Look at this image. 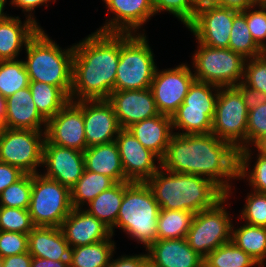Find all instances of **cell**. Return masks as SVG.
<instances>
[{
    "label": "cell",
    "instance_id": "1",
    "mask_svg": "<svg viewBox=\"0 0 266 267\" xmlns=\"http://www.w3.org/2000/svg\"><path fill=\"white\" fill-rule=\"evenodd\" d=\"M161 167L170 172L208 178L230 197V182L238 179V151L213 133H174L161 159Z\"/></svg>",
    "mask_w": 266,
    "mask_h": 267
},
{
    "label": "cell",
    "instance_id": "2",
    "mask_svg": "<svg viewBox=\"0 0 266 267\" xmlns=\"http://www.w3.org/2000/svg\"><path fill=\"white\" fill-rule=\"evenodd\" d=\"M73 48L70 101L108 99L120 59V33L95 31Z\"/></svg>",
    "mask_w": 266,
    "mask_h": 267
},
{
    "label": "cell",
    "instance_id": "3",
    "mask_svg": "<svg viewBox=\"0 0 266 267\" xmlns=\"http://www.w3.org/2000/svg\"><path fill=\"white\" fill-rule=\"evenodd\" d=\"M161 209L194 214L213 207L226 194L208 178L160 168L146 181Z\"/></svg>",
    "mask_w": 266,
    "mask_h": 267
},
{
    "label": "cell",
    "instance_id": "4",
    "mask_svg": "<svg viewBox=\"0 0 266 267\" xmlns=\"http://www.w3.org/2000/svg\"><path fill=\"white\" fill-rule=\"evenodd\" d=\"M24 50L27 54L24 64L30 81L59 87L70 98L73 46L63 50L40 28Z\"/></svg>",
    "mask_w": 266,
    "mask_h": 267
},
{
    "label": "cell",
    "instance_id": "5",
    "mask_svg": "<svg viewBox=\"0 0 266 267\" xmlns=\"http://www.w3.org/2000/svg\"><path fill=\"white\" fill-rule=\"evenodd\" d=\"M160 206L146 182L125 181L124 197L118 212L116 227L148 248L157 240V220Z\"/></svg>",
    "mask_w": 266,
    "mask_h": 267
},
{
    "label": "cell",
    "instance_id": "6",
    "mask_svg": "<svg viewBox=\"0 0 266 267\" xmlns=\"http://www.w3.org/2000/svg\"><path fill=\"white\" fill-rule=\"evenodd\" d=\"M120 33V59L114 91L150 88L157 66L145 33Z\"/></svg>",
    "mask_w": 266,
    "mask_h": 267
},
{
    "label": "cell",
    "instance_id": "7",
    "mask_svg": "<svg viewBox=\"0 0 266 267\" xmlns=\"http://www.w3.org/2000/svg\"><path fill=\"white\" fill-rule=\"evenodd\" d=\"M219 89L217 85L194 80L184 102L171 116L173 129L182 130L174 133L180 135L211 133Z\"/></svg>",
    "mask_w": 266,
    "mask_h": 267
},
{
    "label": "cell",
    "instance_id": "8",
    "mask_svg": "<svg viewBox=\"0 0 266 267\" xmlns=\"http://www.w3.org/2000/svg\"><path fill=\"white\" fill-rule=\"evenodd\" d=\"M192 55L195 80L219 87L235 86L243 81L246 59L229 48H214L199 43Z\"/></svg>",
    "mask_w": 266,
    "mask_h": 267
},
{
    "label": "cell",
    "instance_id": "9",
    "mask_svg": "<svg viewBox=\"0 0 266 267\" xmlns=\"http://www.w3.org/2000/svg\"><path fill=\"white\" fill-rule=\"evenodd\" d=\"M72 209L68 187L42 173L32 174L28 211L35 226L60 227Z\"/></svg>",
    "mask_w": 266,
    "mask_h": 267
},
{
    "label": "cell",
    "instance_id": "10",
    "mask_svg": "<svg viewBox=\"0 0 266 267\" xmlns=\"http://www.w3.org/2000/svg\"><path fill=\"white\" fill-rule=\"evenodd\" d=\"M225 195L213 207L194 215L186 235L188 245L203 259L217 247L231 241V214L224 207Z\"/></svg>",
    "mask_w": 266,
    "mask_h": 267
},
{
    "label": "cell",
    "instance_id": "11",
    "mask_svg": "<svg viewBox=\"0 0 266 267\" xmlns=\"http://www.w3.org/2000/svg\"><path fill=\"white\" fill-rule=\"evenodd\" d=\"M248 111L235 86L220 87L211 133L231 144L237 151L246 148Z\"/></svg>",
    "mask_w": 266,
    "mask_h": 267
},
{
    "label": "cell",
    "instance_id": "12",
    "mask_svg": "<svg viewBox=\"0 0 266 267\" xmlns=\"http://www.w3.org/2000/svg\"><path fill=\"white\" fill-rule=\"evenodd\" d=\"M45 131L8 129L0 139V162L19 168L25 174L40 173Z\"/></svg>",
    "mask_w": 266,
    "mask_h": 267
},
{
    "label": "cell",
    "instance_id": "13",
    "mask_svg": "<svg viewBox=\"0 0 266 267\" xmlns=\"http://www.w3.org/2000/svg\"><path fill=\"white\" fill-rule=\"evenodd\" d=\"M158 70L157 68L150 89L159 114L171 117L184 102L195 76L187 63Z\"/></svg>",
    "mask_w": 266,
    "mask_h": 267
},
{
    "label": "cell",
    "instance_id": "14",
    "mask_svg": "<svg viewBox=\"0 0 266 267\" xmlns=\"http://www.w3.org/2000/svg\"><path fill=\"white\" fill-rule=\"evenodd\" d=\"M45 139L61 147L84 152L87 149L84 132L83 100L69 101L55 116L47 120Z\"/></svg>",
    "mask_w": 266,
    "mask_h": 267
},
{
    "label": "cell",
    "instance_id": "15",
    "mask_svg": "<svg viewBox=\"0 0 266 267\" xmlns=\"http://www.w3.org/2000/svg\"><path fill=\"white\" fill-rule=\"evenodd\" d=\"M239 12L225 7L205 8L196 13L187 28L201 44L214 48H229L233 19Z\"/></svg>",
    "mask_w": 266,
    "mask_h": 267
},
{
    "label": "cell",
    "instance_id": "16",
    "mask_svg": "<svg viewBox=\"0 0 266 267\" xmlns=\"http://www.w3.org/2000/svg\"><path fill=\"white\" fill-rule=\"evenodd\" d=\"M115 141L125 177L129 181L146 182L161 168V159L145 148L128 129H121ZM156 161L160 167L155 165Z\"/></svg>",
    "mask_w": 266,
    "mask_h": 267
},
{
    "label": "cell",
    "instance_id": "17",
    "mask_svg": "<svg viewBox=\"0 0 266 267\" xmlns=\"http://www.w3.org/2000/svg\"><path fill=\"white\" fill-rule=\"evenodd\" d=\"M114 16L96 31L104 33H138L155 15L153 0H103ZM138 31V32H137Z\"/></svg>",
    "mask_w": 266,
    "mask_h": 267
},
{
    "label": "cell",
    "instance_id": "18",
    "mask_svg": "<svg viewBox=\"0 0 266 267\" xmlns=\"http://www.w3.org/2000/svg\"><path fill=\"white\" fill-rule=\"evenodd\" d=\"M43 175L71 189L85 170L84 154L82 151L61 147L49 143L46 139L43 147Z\"/></svg>",
    "mask_w": 266,
    "mask_h": 267
},
{
    "label": "cell",
    "instance_id": "19",
    "mask_svg": "<svg viewBox=\"0 0 266 267\" xmlns=\"http://www.w3.org/2000/svg\"><path fill=\"white\" fill-rule=\"evenodd\" d=\"M83 119L87 147L115 141L122 129L107 99L83 100Z\"/></svg>",
    "mask_w": 266,
    "mask_h": 267
},
{
    "label": "cell",
    "instance_id": "20",
    "mask_svg": "<svg viewBox=\"0 0 266 267\" xmlns=\"http://www.w3.org/2000/svg\"><path fill=\"white\" fill-rule=\"evenodd\" d=\"M107 100L112 104L122 129H127L134 123L159 115L150 88L113 91Z\"/></svg>",
    "mask_w": 266,
    "mask_h": 267
},
{
    "label": "cell",
    "instance_id": "21",
    "mask_svg": "<svg viewBox=\"0 0 266 267\" xmlns=\"http://www.w3.org/2000/svg\"><path fill=\"white\" fill-rule=\"evenodd\" d=\"M71 248L94 244L112 237L111 229L85 209L73 208L60 226Z\"/></svg>",
    "mask_w": 266,
    "mask_h": 267
},
{
    "label": "cell",
    "instance_id": "22",
    "mask_svg": "<svg viewBox=\"0 0 266 267\" xmlns=\"http://www.w3.org/2000/svg\"><path fill=\"white\" fill-rule=\"evenodd\" d=\"M145 251L149 267H198L204 260L186 238L156 240Z\"/></svg>",
    "mask_w": 266,
    "mask_h": 267
},
{
    "label": "cell",
    "instance_id": "23",
    "mask_svg": "<svg viewBox=\"0 0 266 267\" xmlns=\"http://www.w3.org/2000/svg\"><path fill=\"white\" fill-rule=\"evenodd\" d=\"M6 100L4 116L8 129L45 131L47 120L39 113L28 87L16 91ZM44 128L41 129L43 126Z\"/></svg>",
    "mask_w": 266,
    "mask_h": 267
},
{
    "label": "cell",
    "instance_id": "24",
    "mask_svg": "<svg viewBox=\"0 0 266 267\" xmlns=\"http://www.w3.org/2000/svg\"><path fill=\"white\" fill-rule=\"evenodd\" d=\"M20 19L7 14L0 22V61L18 59L22 47L42 28L27 17L23 23Z\"/></svg>",
    "mask_w": 266,
    "mask_h": 267
},
{
    "label": "cell",
    "instance_id": "25",
    "mask_svg": "<svg viewBox=\"0 0 266 267\" xmlns=\"http://www.w3.org/2000/svg\"><path fill=\"white\" fill-rule=\"evenodd\" d=\"M70 250L60 227L35 226L28 234V252L32 257L69 261Z\"/></svg>",
    "mask_w": 266,
    "mask_h": 267
},
{
    "label": "cell",
    "instance_id": "26",
    "mask_svg": "<svg viewBox=\"0 0 266 267\" xmlns=\"http://www.w3.org/2000/svg\"><path fill=\"white\" fill-rule=\"evenodd\" d=\"M147 149L162 159L174 134L170 116L159 114L127 128Z\"/></svg>",
    "mask_w": 266,
    "mask_h": 267
},
{
    "label": "cell",
    "instance_id": "27",
    "mask_svg": "<svg viewBox=\"0 0 266 267\" xmlns=\"http://www.w3.org/2000/svg\"><path fill=\"white\" fill-rule=\"evenodd\" d=\"M83 154L86 170L108 176L115 183L129 181L124 174L116 141L87 147Z\"/></svg>",
    "mask_w": 266,
    "mask_h": 267
},
{
    "label": "cell",
    "instance_id": "28",
    "mask_svg": "<svg viewBox=\"0 0 266 267\" xmlns=\"http://www.w3.org/2000/svg\"><path fill=\"white\" fill-rule=\"evenodd\" d=\"M124 192L125 181L115 183L88 203L89 209L87 207L85 209L90 215H93L112 229L117 221Z\"/></svg>",
    "mask_w": 266,
    "mask_h": 267
},
{
    "label": "cell",
    "instance_id": "29",
    "mask_svg": "<svg viewBox=\"0 0 266 267\" xmlns=\"http://www.w3.org/2000/svg\"><path fill=\"white\" fill-rule=\"evenodd\" d=\"M231 241L245 253L249 254L261 266H265L266 227L243 224L239 228L232 224Z\"/></svg>",
    "mask_w": 266,
    "mask_h": 267
},
{
    "label": "cell",
    "instance_id": "30",
    "mask_svg": "<svg viewBox=\"0 0 266 267\" xmlns=\"http://www.w3.org/2000/svg\"><path fill=\"white\" fill-rule=\"evenodd\" d=\"M112 237L94 244L71 248L69 267H107L115 253Z\"/></svg>",
    "mask_w": 266,
    "mask_h": 267
},
{
    "label": "cell",
    "instance_id": "31",
    "mask_svg": "<svg viewBox=\"0 0 266 267\" xmlns=\"http://www.w3.org/2000/svg\"><path fill=\"white\" fill-rule=\"evenodd\" d=\"M115 182L108 176L84 170L83 175L70 189L71 205L73 208H83L104 190L109 189Z\"/></svg>",
    "mask_w": 266,
    "mask_h": 267
},
{
    "label": "cell",
    "instance_id": "32",
    "mask_svg": "<svg viewBox=\"0 0 266 267\" xmlns=\"http://www.w3.org/2000/svg\"><path fill=\"white\" fill-rule=\"evenodd\" d=\"M29 88L37 110L46 120L55 116L70 101L59 87L44 82L30 81Z\"/></svg>",
    "mask_w": 266,
    "mask_h": 267
},
{
    "label": "cell",
    "instance_id": "33",
    "mask_svg": "<svg viewBox=\"0 0 266 267\" xmlns=\"http://www.w3.org/2000/svg\"><path fill=\"white\" fill-rule=\"evenodd\" d=\"M194 213L160 209L157 220V240L186 238Z\"/></svg>",
    "mask_w": 266,
    "mask_h": 267
},
{
    "label": "cell",
    "instance_id": "34",
    "mask_svg": "<svg viewBox=\"0 0 266 267\" xmlns=\"http://www.w3.org/2000/svg\"><path fill=\"white\" fill-rule=\"evenodd\" d=\"M256 155L257 161L252 167L253 169H249L252 159L251 147L242 148L238 151V180L246 177L253 191L266 193V156L260 153Z\"/></svg>",
    "mask_w": 266,
    "mask_h": 267
},
{
    "label": "cell",
    "instance_id": "35",
    "mask_svg": "<svg viewBox=\"0 0 266 267\" xmlns=\"http://www.w3.org/2000/svg\"><path fill=\"white\" fill-rule=\"evenodd\" d=\"M29 75L24 60L0 61V95L5 99L16 91L28 87Z\"/></svg>",
    "mask_w": 266,
    "mask_h": 267
},
{
    "label": "cell",
    "instance_id": "36",
    "mask_svg": "<svg viewBox=\"0 0 266 267\" xmlns=\"http://www.w3.org/2000/svg\"><path fill=\"white\" fill-rule=\"evenodd\" d=\"M203 261L210 267H253L256 265L261 267L254 258L237 247L232 241L217 247Z\"/></svg>",
    "mask_w": 266,
    "mask_h": 267
},
{
    "label": "cell",
    "instance_id": "37",
    "mask_svg": "<svg viewBox=\"0 0 266 267\" xmlns=\"http://www.w3.org/2000/svg\"><path fill=\"white\" fill-rule=\"evenodd\" d=\"M229 49L241 54L245 59L263 55L262 49L253 40L246 17L241 11L233 19Z\"/></svg>",
    "mask_w": 266,
    "mask_h": 267
},
{
    "label": "cell",
    "instance_id": "38",
    "mask_svg": "<svg viewBox=\"0 0 266 267\" xmlns=\"http://www.w3.org/2000/svg\"><path fill=\"white\" fill-rule=\"evenodd\" d=\"M32 190V174H24L0 194V206L28 209Z\"/></svg>",
    "mask_w": 266,
    "mask_h": 267
},
{
    "label": "cell",
    "instance_id": "39",
    "mask_svg": "<svg viewBox=\"0 0 266 267\" xmlns=\"http://www.w3.org/2000/svg\"><path fill=\"white\" fill-rule=\"evenodd\" d=\"M35 227L28 209L0 206V230L29 234Z\"/></svg>",
    "mask_w": 266,
    "mask_h": 267
},
{
    "label": "cell",
    "instance_id": "40",
    "mask_svg": "<svg viewBox=\"0 0 266 267\" xmlns=\"http://www.w3.org/2000/svg\"><path fill=\"white\" fill-rule=\"evenodd\" d=\"M245 201L239 219L250 225L266 227V193L252 190Z\"/></svg>",
    "mask_w": 266,
    "mask_h": 267
},
{
    "label": "cell",
    "instance_id": "41",
    "mask_svg": "<svg viewBox=\"0 0 266 267\" xmlns=\"http://www.w3.org/2000/svg\"><path fill=\"white\" fill-rule=\"evenodd\" d=\"M155 15L167 11L177 17L187 28L195 18L194 0H153Z\"/></svg>",
    "mask_w": 266,
    "mask_h": 267
},
{
    "label": "cell",
    "instance_id": "42",
    "mask_svg": "<svg viewBox=\"0 0 266 267\" xmlns=\"http://www.w3.org/2000/svg\"><path fill=\"white\" fill-rule=\"evenodd\" d=\"M241 12L246 17V23L253 40L266 55V8L253 6Z\"/></svg>",
    "mask_w": 266,
    "mask_h": 267
},
{
    "label": "cell",
    "instance_id": "43",
    "mask_svg": "<svg viewBox=\"0 0 266 267\" xmlns=\"http://www.w3.org/2000/svg\"><path fill=\"white\" fill-rule=\"evenodd\" d=\"M242 82L266 94V55L246 59Z\"/></svg>",
    "mask_w": 266,
    "mask_h": 267
},
{
    "label": "cell",
    "instance_id": "44",
    "mask_svg": "<svg viewBox=\"0 0 266 267\" xmlns=\"http://www.w3.org/2000/svg\"><path fill=\"white\" fill-rule=\"evenodd\" d=\"M266 134V103L250 109L247 118L246 148Z\"/></svg>",
    "mask_w": 266,
    "mask_h": 267
},
{
    "label": "cell",
    "instance_id": "45",
    "mask_svg": "<svg viewBox=\"0 0 266 267\" xmlns=\"http://www.w3.org/2000/svg\"><path fill=\"white\" fill-rule=\"evenodd\" d=\"M28 252V234L0 230V256L2 258Z\"/></svg>",
    "mask_w": 266,
    "mask_h": 267
},
{
    "label": "cell",
    "instance_id": "46",
    "mask_svg": "<svg viewBox=\"0 0 266 267\" xmlns=\"http://www.w3.org/2000/svg\"><path fill=\"white\" fill-rule=\"evenodd\" d=\"M235 87L240 91L248 110L257 108L261 104L266 103L265 93L246 86L243 82H240L239 84L235 85Z\"/></svg>",
    "mask_w": 266,
    "mask_h": 267
},
{
    "label": "cell",
    "instance_id": "47",
    "mask_svg": "<svg viewBox=\"0 0 266 267\" xmlns=\"http://www.w3.org/2000/svg\"><path fill=\"white\" fill-rule=\"evenodd\" d=\"M107 267H149V260L146 254L123 255L117 259L111 258Z\"/></svg>",
    "mask_w": 266,
    "mask_h": 267
},
{
    "label": "cell",
    "instance_id": "48",
    "mask_svg": "<svg viewBox=\"0 0 266 267\" xmlns=\"http://www.w3.org/2000/svg\"><path fill=\"white\" fill-rule=\"evenodd\" d=\"M25 173L10 164L0 162V194L9 185L18 181Z\"/></svg>",
    "mask_w": 266,
    "mask_h": 267
},
{
    "label": "cell",
    "instance_id": "49",
    "mask_svg": "<svg viewBox=\"0 0 266 267\" xmlns=\"http://www.w3.org/2000/svg\"><path fill=\"white\" fill-rule=\"evenodd\" d=\"M50 1L53 2V0H11L10 4L14 7L17 6L22 9V11L25 13V16L27 15V18L31 19L38 25L39 23L35 19L32 12L35 11V8L44 4H46L45 7H48L47 3H49ZM54 2L56 1L54 0Z\"/></svg>",
    "mask_w": 266,
    "mask_h": 267
},
{
    "label": "cell",
    "instance_id": "50",
    "mask_svg": "<svg viewBox=\"0 0 266 267\" xmlns=\"http://www.w3.org/2000/svg\"><path fill=\"white\" fill-rule=\"evenodd\" d=\"M32 256L29 252L3 258V267H31Z\"/></svg>",
    "mask_w": 266,
    "mask_h": 267
},
{
    "label": "cell",
    "instance_id": "51",
    "mask_svg": "<svg viewBox=\"0 0 266 267\" xmlns=\"http://www.w3.org/2000/svg\"><path fill=\"white\" fill-rule=\"evenodd\" d=\"M255 6V0H222V7L243 11Z\"/></svg>",
    "mask_w": 266,
    "mask_h": 267
},
{
    "label": "cell",
    "instance_id": "52",
    "mask_svg": "<svg viewBox=\"0 0 266 267\" xmlns=\"http://www.w3.org/2000/svg\"><path fill=\"white\" fill-rule=\"evenodd\" d=\"M31 267H69V261H54L32 257Z\"/></svg>",
    "mask_w": 266,
    "mask_h": 267
},
{
    "label": "cell",
    "instance_id": "53",
    "mask_svg": "<svg viewBox=\"0 0 266 267\" xmlns=\"http://www.w3.org/2000/svg\"><path fill=\"white\" fill-rule=\"evenodd\" d=\"M195 15L198 11L209 7H222V0H194Z\"/></svg>",
    "mask_w": 266,
    "mask_h": 267
},
{
    "label": "cell",
    "instance_id": "54",
    "mask_svg": "<svg viewBox=\"0 0 266 267\" xmlns=\"http://www.w3.org/2000/svg\"><path fill=\"white\" fill-rule=\"evenodd\" d=\"M253 145L260 154L266 156V134L259 138Z\"/></svg>",
    "mask_w": 266,
    "mask_h": 267
},
{
    "label": "cell",
    "instance_id": "55",
    "mask_svg": "<svg viewBox=\"0 0 266 267\" xmlns=\"http://www.w3.org/2000/svg\"><path fill=\"white\" fill-rule=\"evenodd\" d=\"M6 112V100L3 96L0 95V118L4 119Z\"/></svg>",
    "mask_w": 266,
    "mask_h": 267
},
{
    "label": "cell",
    "instance_id": "56",
    "mask_svg": "<svg viewBox=\"0 0 266 267\" xmlns=\"http://www.w3.org/2000/svg\"><path fill=\"white\" fill-rule=\"evenodd\" d=\"M6 130L4 119L0 118V139L3 137L4 131Z\"/></svg>",
    "mask_w": 266,
    "mask_h": 267
},
{
    "label": "cell",
    "instance_id": "57",
    "mask_svg": "<svg viewBox=\"0 0 266 267\" xmlns=\"http://www.w3.org/2000/svg\"><path fill=\"white\" fill-rule=\"evenodd\" d=\"M255 6L266 8V0H255Z\"/></svg>",
    "mask_w": 266,
    "mask_h": 267
},
{
    "label": "cell",
    "instance_id": "58",
    "mask_svg": "<svg viewBox=\"0 0 266 267\" xmlns=\"http://www.w3.org/2000/svg\"><path fill=\"white\" fill-rule=\"evenodd\" d=\"M5 5L0 4V22L5 18L6 14L4 11Z\"/></svg>",
    "mask_w": 266,
    "mask_h": 267
},
{
    "label": "cell",
    "instance_id": "59",
    "mask_svg": "<svg viewBox=\"0 0 266 267\" xmlns=\"http://www.w3.org/2000/svg\"><path fill=\"white\" fill-rule=\"evenodd\" d=\"M198 267H210L205 261H202V263Z\"/></svg>",
    "mask_w": 266,
    "mask_h": 267
},
{
    "label": "cell",
    "instance_id": "60",
    "mask_svg": "<svg viewBox=\"0 0 266 267\" xmlns=\"http://www.w3.org/2000/svg\"><path fill=\"white\" fill-rule=\"evenodd\" d=\"M0 267H3V258L0 256Z\"/></svg>",
    "mask_w": 266,
    "mask_h": 267
},
{
    "label": "cell",
    "instance_id": "61",
    "mask_svg": "<svg viewBox=\"0 0 266 267\" xmlns=\"http://www.w3.org/2000/svg\"><path fill=\"white\" fill-rule=\"evenodd\" d=\"M7 2V0H0V4L5 5V3Z\"/></svg>",
    "mask_w": 266,
    "mask_h": 267
}]
</instances>
